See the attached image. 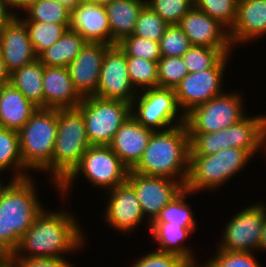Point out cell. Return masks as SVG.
<instances>
[{
  "label": "cell",
  "instance_id": "cell-25",
  "mask_svg": "<svg viewBox=\"0 0 266 267\" xmlns=\"http://www.w3.org/2000/svg\"><path fill=\"white\" fill-rule=\"evenodd\" d=\"M37 109L10 83L0 87V127L19 131Z\"/></svg>",
  "mask_w": 266,
  "mask_h": 267
},
{
  "label": "cell",
  "instance_id": "cell-22",
  "mask_svg": "<svg viewBox=\"0 0 266 267\" xmlns=\"http://www.w3.org/2000/svg\"><path fill=\"white\" fill-rule=\"evenodd\" d=\"M222 187L221 151L211 155H190L189 173L185 189L192 193Z\"/></svg>",
  "mask_w": 266,
  "mask_h": 267
},
{
  "label": "cell",
  "instance_id": "cell-18",
  "mask_svg": "<svg viewBox=\"0 0 266 267\" xmlns=\"http://www.w3.org/2000/svg\"><path fill=\"white\" fill-rule=\"evenodd\" d=\"M266 35V1L239 0L235 24L229 31L233 49ZM235 47V48H234Z\"/></svg>",
  "mask_w": 266,
  "mask_h": 267
},
{
  "label": "cell",
  "instance_id": "cell-40",
  "mask_svg": "<svg viewBox=\"0 0 266 267\" xmlns=\"http://www.w3.org/2000/svg\"><path fill=\"white\" fill-rule=\"evenodd\" d=\"M151 8L168 25L179 24L186 13L194 6L193 0H146Z\"/></svg>",
  "mask_w": 266,
  "mask_h": 267
},
{
  "label": "cell",
  "instance_id": "cell-10",
  "mask_svg": "<svg viewBox=\"0 0 266 267\" xmlns=\"http://www.w3.org/2000/svg\"><path fill=\"white\" fill-rule=\"evenodd\" d=\"M265 202H256L237 211L222 231L216 248L233 252H258L261 234L266 222Z\"/></svg>",
  "mask_w": 266,
  "mask_h": 267
},
{
  "label": "cell",
  "instance_id": "cell-45",
  "mask_svg": "<svg viewBox=\"0 0 266 267\" xmlns=\"http://www.w3.org/2000/svg\"><path fill=\"white\" fill-rule=\"evenodd\" d=\"M17 267H73V262L66 257H11ZM72 263V264H71Z\"/></svg>",
  "mask_w": 266,
  "mask_h": 267
},
{
  "label": "cell",
  "instance_id": "cell-39",
  "mask_svg": "<svg viewBox=\"0 0 266 267\" xmlns=\"http://www.w3.org/2000/svg\"><path fill=\"white\" fill-rule=\"evenodd\" d=\"M117 45L126 54V57H137L156 62L161 58L159 43L134 34L124 37Z\"/></svg>",
  "mask_w": 266,
  "mask_h": 267
},
{
  "label": "cell",
  "instance_id": "cell-28",
  "mask_svg": "<svg viewBox=\"0 0 266 267\" xmlns=\"http://www.w3.org/2000/svg\"><path fill=\"white\" fill-rule=\"evenodd\" d=\"M86 43L79 33L69 28L57 42L42 51L37 59L45 66L68 67Z\"/></svg>",
  "mask_w": 266,
  "mask_h": 267
},
{
  "label": "cell",
  "instance_id": "cell-24",
  "mask_svg": "<svg viewBox=\"0 0 266 267\" xmlns=\"http://www.w3.org/2000/svg\"><path fill=\"white\" fill-rule=\"evenodd\" d=\"M230 148L246 150L252 157L266 149V115L247 114L243 119L228 127ZM264 147V148H263Z\"/></svg>",
  "mask_w": 266,
  "mask_h": 267
},
{
  "label": "cell",
  "instance_id": "cell-2",
  "mask_svg": "<svg viewBox=\"0 0 266 267\" xmlns=\"http://www.w3.org/2000/svg\"><path fill=\"white\" fill-rule=\"evenodd\" d=\"M34 178L10 179L0 190V246L10 255L45 208Z\"/></svg>",
  "mask_w": 266,
  "mask_h": 267
},
{
  "label": "cell",
  "instance_id": "cell-9",
  "mask_svg": "<svg viewBox=\"0 0 266 267\" xmlns=\"http://www.w3.org/2000/svg\"><path fill=\"white\" fill-rule=\"evenodd\" d=\"M242 93L228 91L193 108L185 115L188 133H215L243 119L244 110Z\"/></svg>",
  "mask_w": 266,
  "mask_h": 267
},
{
  "label": "cell",
  "instance_id": "cell-33",
  "mask_svg": "<svg viewBox=\"0 0 266 267\" xmlns=\"http://www.w3.org/2000/svg\"><path fill=\"white\" fill-rule=\"evenodd\" d=\"M129 79L139 92L158 88V63L137 57H126Z\"/></svg>",
  "mask_w": 266,
  "mask_h": 267
},
{
  "label": "cell",
  "instance_id": "cell-29",
  "mask_svg": "<svg viewBox=\"0 0 266 267\" xmlns=\"http://www.w3.org/2000/svg\"><path fill=\"white\" fill-rule=\"evenodd\" d=\"M9 169L13 171L11 179L31 177L21 157L19 132L0 127V175Z\"/></svg>",
  "mask_w": 266,
  "mask_h": 267
},
{
  "label": "cell",
  "instance_id": "cell-34",
  "mask_svg": "<svg viewBox=\"0 0 266 267\" xmlns=\"http://www.w3.org/2000/svg\"><path fill=\"white\" fill-rule=\"evenodd\" d=\"M232 51L234 50L192 45L182 57L189 73H193L213 68L225 55L232 54Z\"/></svg>",
  "mask_w": 266,
  "mask_h": 267
},
{
  "label": "cell",
  "instance_id": "cell-5",
  "mask_svg": "<svg viewBox=\"0 0 266 267\" xmlns=\"http://www.w3.org/2000/svg\"><path fill=\"white\" fill-rule=\"evenodd\" d=\"M128 172L129 169L109 145L90 146L83 154L79 165L58 186V193L60 192L63 199L64 196L68 197V194L72 192L73 183L81 175L91 183V186L107 192L125 183Z\"/></svg>",
  "mask_w": 266,
  "mask_h": 267
},
{
  "label": "cell",
  "instance_id": "cell-51",
  "mask_svg": "<svg viewBox=\"0 0 266 267\" xmlns=\"http://www.w3.org/2000/svg\"><path fill=\"white\" fill-rule=\"evenodd\" d=\"M263 250L266 251V222H265L262 234H261V240H260L259 248H258L259 252H262Z\"/></svg>",
  "mask_w": 266,
  "mask_h": 267
},
{
  "label": "cell",
  "instance_id": "cell-27",
  "mask_svg": "<svg viewBox=\"0 0 266 267\" xmlns=\"http://www.w3.org/2000/svg\"><path fill=\"white\" fill-rule=\"evenodd\" d=\"M44 64L38 59L10 74L9 83L37 108H44Z\"/></svg>",
  "mask_w": 266,
  "mask_h": 267
},
{
  "label": "cell",
  "instance_id": "cell-1",
  "mask_svg": "<svg viewBox=\"0 0 266 267\" xmlns=\"http://www.w3.org/2000/svg\"><path fill=\"white\" fill-rule=\"evenodd\" d=\"M73 215V211L64 208L52 212L44 208L11 257L63 258L83 250L87 244L86 234L80 227L79 219Z\"/></svg>",
  "mask_w": 266,
  "mask_h": 267
},
{
  "label": "cell",
  "instance_id": "cell-21",
  "mask_svg": "<svg viewBox=\"0 0 266 267\" xmlns=\"http://www.w3.org/2000/svg\"><path fill=\"white\" fill-rule=\"evenodd\" d=\"M44 108H77L82 97L73 86L68 67L44 65Z\"/></svg>",
  "mask_w": 266,
  "mask_h": 267
},
{
  "label": "cell",
  "instance_id": "cell-32",
  "mask_svg": "<svg viewBox=\"0 0 266 267\" xmlns=\"http://www.w3.org/2000/svg\"><path fill=\"white\" fill-rule=\"evenodd\" d=\"M22 22L27 28L29 39L37 56L57 42L70 27V24H46L34 21Z\"/></svg>",
  "mask_w": 266,
  "mask_h": 267
},
{
  "label": "cell",
  "instance_id": "cell-48",
  "mask_svg": "<svg viewBox=\"0 0 266 267\" xmlns=\"http://www.w3.org/2000/svg\"><path fill=\"white\" fill-rule=\"evenodd\" d=\"M10 81V72L8 71L6 64L0 53V87L8 84Z\"/></svg>",
  "mask_w": 266,
  "mask_h": 267
},
{
  "label": "cell",
  "instance_id": "cell-49",
  "mask_svg": "<svg viewBox=\"0 0 266 267\" xmlns=\"http://www.w3.org/2000/svg\"><path fill=\"white\" fill-rule=\"evenodd\" d=\"M11 261V255L0 246V267H5Z\"/></svg>",
  "mask_w": 266,
  "mask_h": 267
},
{
  "label": "cell",
  "instance_id": "cell-42",
  "mask_svg": "<svg viewBox=\"0 0 266 267\" xmlns=\"http://www.w3.org/2000/svg\"><path fill=\"white\" fill-rule=\"evenodd\" d=\"M206 262L211 267H262L255 252H233L217 248Z\"/></svg>",
  "mask_w": 266,
  "mask_h": 267
},
{
  "label": "cell",
  "instance_id": "cell-11",
  "mask_svg": "<svg viewBox=\"0 0 266 267\" xmlns=\"http://www.w3.org/2000/svg\"><path fill=\"white\" fill-rule=\"evenodd\" d=\"M225 55L213 68L188 73L175 88L176 100L180 110L186 115L193 108L208 102L210 99L222 94L224 90L225 68L229 57Z\"/></svg>",
  "mask_w": 266,
  "mask_h": 267
},
{
  "label": "cell",
  "instance_id": "cell-53",
  "mask_svg": "<svg viewBox=\"0 0 266 267\" xmlns=\"http://www.w3.org/2000/svg\"><path fill=\"white\" fill-rule=\"evenodd\" d=\"M85 2L92 3V4H98V5H106L110 3L113 0H84Z\"/></svg>",
  "mask_w": 266,
  "mask_h": 267
},
{
  "label": "cell",
  "instance_id": "cell-38",
  "mask_svg": "<svg viewBox=\"0 0 266 267\" xmlns=\"http://www.w3.org/2000/svg\"><path fill=\"white\" fill-rule=\"evenodd\" d=\"M168 24L145 5L139 13L134 35L159 43Z\"/></svg>",
  "mask_w": 266,
  "mask_h": 267
},
{
  "label": "cell",
  "instance_id": "cell-55",
  "mask_svg": "<svg viewBox=\"0 0 266 267\" xmlns=\"http://www.w3.org/2000/svg\"><path fill=\"white\" fill-rule=\"evenodd\" d=\"M1 176V175H0ZM5 182H3L1 179H0V190L2 189V187L4 186Z\"/></svg>",
  "mask_w": 266,
  "mask_h": 267
},
{
  "label": "cell",
  "instance_id": "cell-36",
  "mask_svg": "<svg viewBox=\"0 0 266 267\" xmlns=\"http://www.w3.org/2000/svg\"><path fill=\"white\" fill-rule=\"evenodd\" d=\"M190 155H211L230 148L228 127L215 133H188Z\"/></svg>",
  "mask_w": 266,
  "mask_h": 267
},
{
  "label": "cell",
  "instance_id": "cell-8",
  "mask_svg": "<svg viewBox=\"0 0 266 267\" xmlns=\"http://www.w3.org/2000/svg\"><path fill=\"white\" fill-rule=\"evenodd\" d=\"M131 115L153 131H163L185 124L175 89L151 88L139 91L131 103Z\"/></svg>",
  "mask_w": 266,
  "mask_h": 267
},
{
  "label": "cell",
  "instance_id": "cell-50",
  "mask_svg": "<svg viewBox=\"0 0 266 267\" xmlns=\"http://www.w3.org/2000/svg\"><path fill=\"white\" fill-rule=\"evenodd\" d=\"M57 1L63 3L65 6H67L69 9L72 10L84 0H57Z\"/></svg>",
  "mask_w": 266,
  "mask_h": 267
},
{
  "label": "cell",
  "instance_id": "cell-7",
  "mask_svg": "<svg viewBox=\"0 0 266 267\" xmlns=\"http://www.w3.org/2000/svg\"><path fill=\"white\" fill-rule=\"evenodd\" d=\"M82 113L91 146L110 145L116 132L131 115V104L118 99L89 96L77 106Z\"/></svg>",
  "mask_w": 266,
  "mask_h": 267
},
{
  "label": "cell",
  "instance_id": "cell-12",
  "mask_svg": "<svg viewBox=\"0 0 266 267\" xmlns=\"http://www.w3.org/2000/svg\"><path fill=\"white\" fill-rule=\"evenodd\" d=\"M135 191L144 218L151 224L160 211L177 197L185 186L178 180L147 176L129 170L126 181Z\"/></svg>",
  "mask_w": 266,
  "mask_h": 267
},
{
  "label": "cell",
  "instance_id": "cell-44",
  "mask_svg": "<svg viewBox=\"0 0 266 267\" xmlns=\"http://www.w3.org/2000/svg\"><path fill=\"white\" fill-rule=\"evenodd\" d=\"M154 250V251H153ZM140 256L130 267H185L187 262L180 256L153 249Z\"/></svg>",
  "mask_w": 266,
  "mask_h": 267
},
{
  "label": "cell",
  "instance_id": "cell-16",
  "mask_svg": "<svg viewBox=\"0 0 266 267\" xmlns=\"http://www.w3.org/2000/svg\"><path fill=\"white\" fill-rule=\"evenodd\" d=\"M178 25L189 38L191 45L234 50L229 39V31L195 6L186 13Z\"/></svg>",
  "mask_w": 266,
  "mask_h": 267
},
{
  "label": "cell",
  "instance_id": "cell-43",
  "mask_svg": "<svg viewBox=\"0 0 266 267\" xmlns=\"http://www.w3.org/2000/svg\"><path fill=\"white\" fill-rule=\"evenodd\" d=\"M252 158L244 149L231 147L221 150L222 186L242 172Z\"/></svg>",
  "mask_w": 266,
  "mask_h": 267
},
{
  "label": "cell",
  "instance_id": "cell-52",
  "mask_svg": "<svg viewBox=\"0 0 266 267\" xmlns=\"http://www.w3.org/2000/svg\"><path fill=\"white\" fill-rule=\"evenodd\" d=\"M198 260H199V258H197V260H195V261L188 262L185 267H211L207 262L206 263L204 262V264H203V262L199 263Z\"/></svg>",
  "mask_w": 266,
  "mask_h": 267
},
{
  "label": "cell",
  "instance_id": "cell-35",
  "mask_svg": "<svg viewBox=\"0 0 266 267\" xmlns=\"http://www.w3.org/2000/svg\"><path fill=\"white\" fill-rule=\"evenodd\" d=\"M194 6L217 20L228 31L235 24L239 0H193Z\"/></svg>",
  "mask_w": 266,
  "mask_h": 267
},
{
  "label": "cell",
  "instance_id": "cell-4",
  "mask_svg": "<svg viewBox=\"0 0 266 267\" xmlns=\"http://www.w3.org/2000/svg\"><path fill=\"white\" fill-rule=\"evenodd\" d=\"M91 146L85 121L77 108L57 109V136L51 163L42 171L49 175V182L58 186L79 165L85 151Z\"/></svg>",
  "mask_w": 266,
  "mask_h": 267
},
{
  "label": "cell",
  "instance_id": "cell-19",
  "mask_svg": "<svg viewBox=\"0 0 266 267\" xmlns=\"http://www.w3.org/2000/svg\"><path fill=\"white\" fill-rule=\"evenodd\" d=\"M69 28L79 33L87 42L112 46L110 24L104 5L81 2L71 10Z\"/></svg>",
  "mask_w": 266,
  "mask_h": 267
},
{
  "label": "cell",
  "instance_id": "cell-31",
  "mask_svg": "<svg viewBox=\"0 0 266 267\" xmlns=\"http://www.w3.org/2000/svg\"><path fill=\"white\" fill-rule=\"evenodd\" d=\"M190 195H194V193L184 189L160 211L153 222L178 223L183 228H197V220L190 207L191 204L189 205L186 200Z\"/></svg>",
  "mask_w": 266,
  "mask_h": 267
},
{
  "label": "cell",
  "instance_id": "cell-20",
  "mask_svg": "<svg viewBox=\"0 0 266 267\" xmlns=\"http://www.w3.org/2000/svg\"><path fill=\"white\" fill-rule=\"evenodd\" d=\"M152 133L153 130L143 126L130 115L116 132L109 146L131 170L141 159Z\"/></svg>",
  "mask_w": 266,
  "mask_h": 267
},
{
  "label": "cell",
  "instance_id": "cell-15",
  "mask_svg": "<svg viewBox=\"0 0 266 267\" xmlns=\"http://www.w3.org/2000/svg\"><path fill=\"white\" fill-rule=\"evenodd\" d=\"M111 45L87 42L68 65L73 86L82 98L96 96L102 61Z\"/></svg>",
  "mask_w": 266,
  "mask_h": 267
},
{
  "label": "cell",
  "instance_id": "cell-46",
  "mask_svg": "<svg viewBox=\"0 0 266 267\" xmlns=\"http://www.w3.org/2000/svg\"><path fill=\"white\" fill-rule=\"evenodd\" d=\"M41 0H8V5L12 13L17 16V13H22L30 5L39 2ZM16 10V11H15ZM20 10V11H19Z\"/></svg>",
  "mask_w": 266,
  "mask_h": 267
},
{
  "label": "cell",
  "instance_id": "cell-14",
  "mask_svg": "<svg viewBox=\"0 0 266 267\" xmlns=\"http://www.w3.org/2000/svg\"><path fill=\"white\" fill-rule=\"evenodd\" d=\"M137 93L129 79L126 54L118 45L111 46L102 61L96 96L131 104Z\"/></svg>",
  "mask_w": 266,
  "mask_h": 267
},
{
  "label": "cell",
  "instance_id": "cell-3",
  "mask_svg": "<svg viewBox=\"0 0 266 267\" xmlns=\"http://www.w3.org/2000/svg\"><path fill=\"white\" fill-rule=\"evenodd\" d=\"M189 160L190 139L186 124H182L163 131H153L141 159L131 171L171 178L185 186Z\"/></svg>",
  "mask_w": 266,
  "mask_h": 267
},
{
  "label": "cell",
  "instance_id": "cell-47",
  "mask_svg": "<svg viewBox=\"0 0 266 267\" xmlns=\"http://www.w3.org/2000/svg\"><path fill=\"white\" fill-rule=\"evenodd\" d=\"M15 15L10 10L8 0H0V30L7 24Z\"/></svg>",
  "mask_w": 266,
  "mask_h": 267
},
{
  "label": "cell",
  "instance_id": "cell-23",
  "mask_svg": "<svg viewBox=\"0 0 266 267\" xmlns=\"http://www.w3.org/2000/svg\"><path fill=\"white\" fill-rule=\"evenodd\" d=\"M196 229L183 228L178 223L152 222L149 233L153 243H156L155 249L157 251L176 254L188 263L197 260V257L192 247L185 245L184 242L190 238L191 234L195 233Z\"/></svg>",
  "mask_w": 266,
  "mask_h": 267
},
{
  "label": "cell",
  "instance_id": "cell-13",
  "mask_svg": "<svg viewBox=\"0 0 266 267\" xmlns=\"http://www.w3.org/2000/svg\"><path fill=\"white\" fill-rule=\"evenodd\" d=\"M106 195L108 199L103 219L111 228L127 235L136 231L144 221L148 223L147 228H150V223L143 216L137 195L127 182L108 190Z\"/></svg>",
  "mask_w": 266,
  "mask_h": 267
},
{
  "label": "cell",
  "instance_id": "cell-41",
  "mask_svg": "<svg viewBox=\"0 0 266 267\" xmlns=\"http://www.w3.org/2000/svg\"><path fill=\"white\" fill-rule=\"evenodd\" d=\"M161 57H179L192 46L178 24L168 25L160 42Z\"/></svg>",
  "mask_w": 266,
  "mask_h": 267
},
{
  "label": "cell",
  "instance_id": "cell-54",
  "mask_svg": "<svg viewBox=\"0 0 266 267\" xmlns=\"http://www.w3.org/2000/svg\"><path fill=\"white\" fill-rule=\"evenodd\" d=\"M5 267H17L12 261H10Z\"/></svg>",
  "mask_w": 266,
  "mask_h": 267
},
{
  "label": "cell",
  "instance_id": "cell-37",
  "mask_svg": "<svg viewBox=\"0 0 266 267\" xmlns=\"http://www.w3.org/2000/svg\"><path fill=\"white\" fill-rule=\"evenodd\" d=\"M157 63L159 88L175 89L189 73L182 56L161 57Z\"/></svg>",
  "mask_w": 266,
  "mask_h": 267
},
{
  "label": "cell",
  "instance_id": "cell-26",
  "mask_svg": "<svg viewBox=\"0 0 266 267\" xmlns=\"http://www.w3.org/2000/svg\"><path fill=\"white\" fill-rule=\"evenodd\" d=\"M145 5L146 0H113L105 5L112 46L134 33L139 13Z\"/></svg>",
  "mask_w": 266,
  "mask_h": 267
},
{
  "label": "cell",
  "instance_id": "cell-6",
  "mask_svg": "<svg viewBox=\"0 0 266 267\" xmlns=\"http://www.w3.org/2000/svg\"><path fill=\"white\" fill-rule=\"evenodd\" d=\"M24 166L42 173L51 163L57 136V109L38 108L18 131Z\"/></svg>",
  "mask_w": 266,
  "mask_h": 267
},
{
  "label": "cell",
  "instance_id": "cell-30",
  "mask_svg": "<svg viewBox=\"0 0 266 267\" xmlns=\"http://www.w3.org/2000/svg\"><path fill=\"white\" fill-rule=\"evenodd\" d=\"M17 17L21 21H34L46 24H71V9L57 0H41L30 5Z\"/></svg>",
  "mask_w": 266,
  "mask_h": 267
},
{
  "label": "cell",
  "instance_id": "cell-17",
  "mask_svg": "<svg viewBox=\"0 0 266 267\" xmlns=\"http://www.w3.org/2000/svg\"><path fill=\"white\" fill-rule=\"evenodd\" d=\"M0 53L10 74L37 59L27 28L17 16L0 30Z\"/></svg>",
  "mask_w": 266,
  "mask_h": 267
}]
</instances>
